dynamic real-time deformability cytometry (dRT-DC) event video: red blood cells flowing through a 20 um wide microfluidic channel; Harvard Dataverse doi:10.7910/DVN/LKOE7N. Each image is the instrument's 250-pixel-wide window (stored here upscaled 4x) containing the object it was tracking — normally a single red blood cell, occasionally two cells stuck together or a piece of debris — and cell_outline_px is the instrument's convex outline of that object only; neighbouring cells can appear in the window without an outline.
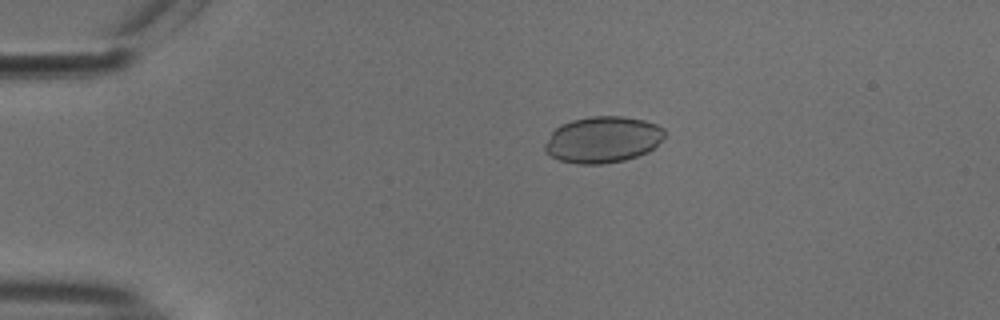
{"species": "common noctule bat (a hibernating species)", "species_latin": "Nyctalus noctula", "temperature_condition": "cold", "stored_images_in_passage": 43, "camera_frame_rate_fps": 3000, "um_per_image_px": 0.085, "animal": {"sex": "male", "body_mass_g": 18.8}, "frame": {"image": 1, "passage_image": 1, "time_ms": 0.0, "image_size_px": [1000, 320], "cell_outline_px": [[664, 136], [648, 152], [624, 160], [604, 164], [576, 164], [560, 160], [544, 152], [544, 144], [552, 132], [560, 124], [572, 120], [592, 116], [624, 116], [644, 120], [656, 124], [664, 128]], "centroid_in_image_um": [51.21, 11.86], "position_along_channel_um": 33.8, "area_um2": 32.31}}
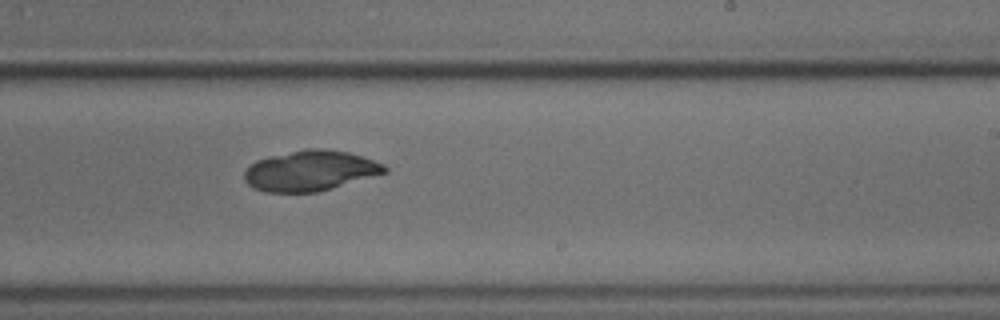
{"frame": {"image": 2, "passage_image": 23, "time_ms": 7.333, "image_size_px": [1000, 320], "cell_outline_px": [[388, 172], [332, 188], [316, 192], [264, 192], [252, 188], [244, 180], [244, 172], [256, 160], [268, 156], [308, 148], [328, 148], [348, 152], [364, 156], [384, 164], [388, 168]], "centroid_in_image_um": [26.38, 14.5], "position_along_channel_um": 262.6, "area_um2": 33.23}}
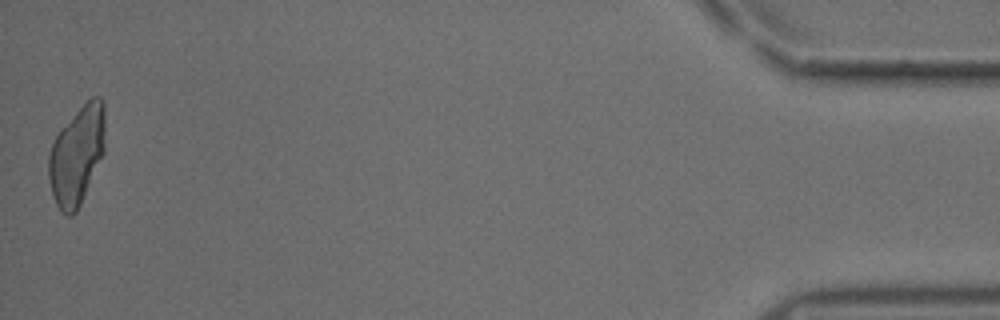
{"frame": {"image": 3, "passage_image": 43, "time_ms": 14.0, "image_size_px": [1000, 320], "cell_outline_px": [[104, 152], [80, 204], [76, 212], [72, 216], [68, 216], [60, 212], [56, 204], [52, 192], [48, 176], [48, 156], [52, 144], [60, 128], [92, 96], [100, 96], [104, 100]], "centroid_in_image_um": [6.52, 13.2], "position_along_channel_um": 428.7, "area_um2": 32.25}}